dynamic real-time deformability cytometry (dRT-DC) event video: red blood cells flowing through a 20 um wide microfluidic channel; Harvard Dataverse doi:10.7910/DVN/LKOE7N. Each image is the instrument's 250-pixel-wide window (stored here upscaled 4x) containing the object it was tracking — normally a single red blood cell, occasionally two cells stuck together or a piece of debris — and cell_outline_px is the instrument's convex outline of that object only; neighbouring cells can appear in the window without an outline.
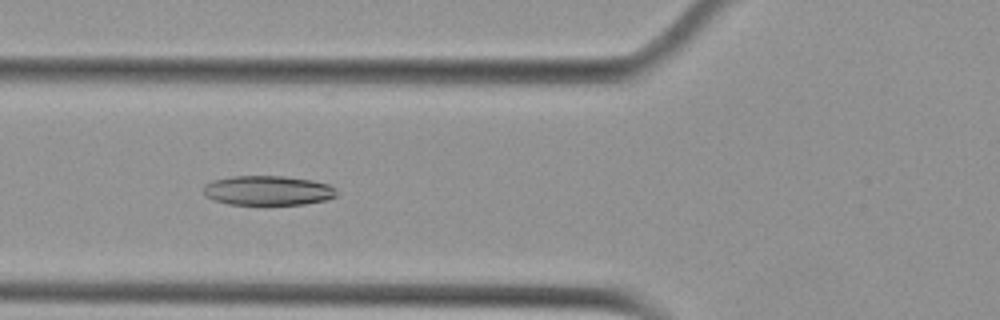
{"species": "Egyptian fruit bat (a non-hibernating species)", "species_latin": "Rousettus aegyptiacus", "temperature_condition": "cold", "stored_images_in_passage": 36, "camera_frame_rate_fps": 3000, "um_per_image_px": 0.085, "animal": {"sex": "female"}, "frame": {"image": 1, "passage_image": 3, "time_ms": 0.667, "image_size_px": [1000, 320], "cell_outline_px": [[336, 196], [324, 200], [304, 204], [228, 204], [212, 200], [204, 196], [204, 184], [212, 180], [232, 176], [284, 176], [312, 180], [328, 184], [336, 188]], "centroid_in_image_um": [22.73, 16.18], "position_along_channel_um": 103.1, "area_um2": 23.0}}
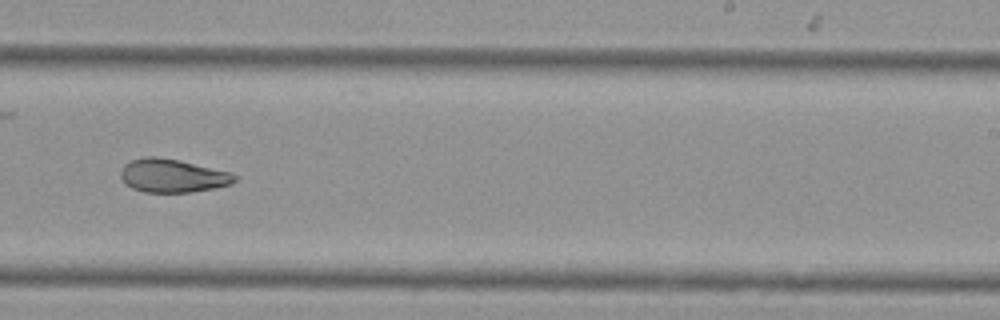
{"frame": {"image": 2, "passage_image": 17, "time_ms": 5.333, "image_size_px": [1000, 320], "cell_outline_px": [[240, 176], [232, 184], [192, 192], [144, 192], [132, 188], [124, 184], [120, 176], [120, 172], [124, 164], [132, 160], [144, 156], [156, 156], [180, 160], [232, 172]], "centroid_in_image_um": [14.68, 14.93], "position_along_channel_um": 274.3, "area_um2": 22.48}}
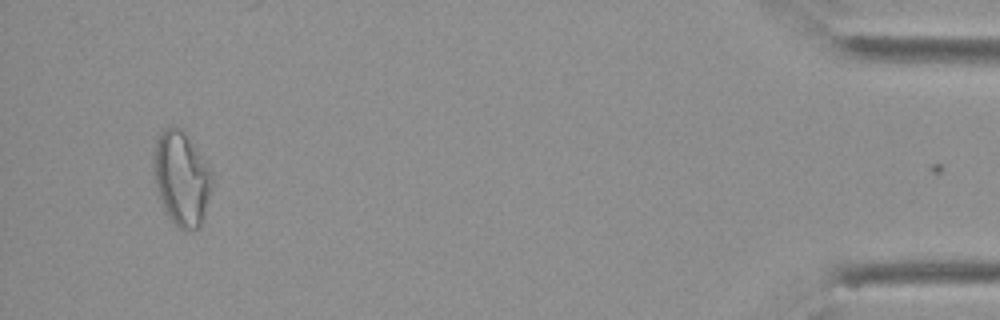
{"frame": {"image": 3, "passage_image": 35, "time_ms": 11.333, "image_size_px": [1000, 320], "cell_outline_px": [[212, 184], [200, 228], [184, 232], [164, 212], [156, 188], [152, 164], [152, 160], [156, 140], [160, 132], [164, 128], [180, 128], [184, 132], [196, 148], [212, 176]], "centroid_in_image_um": [15.38, 15.2], "position_along_channel_um": 419.8, "area_um2": 31.73}}